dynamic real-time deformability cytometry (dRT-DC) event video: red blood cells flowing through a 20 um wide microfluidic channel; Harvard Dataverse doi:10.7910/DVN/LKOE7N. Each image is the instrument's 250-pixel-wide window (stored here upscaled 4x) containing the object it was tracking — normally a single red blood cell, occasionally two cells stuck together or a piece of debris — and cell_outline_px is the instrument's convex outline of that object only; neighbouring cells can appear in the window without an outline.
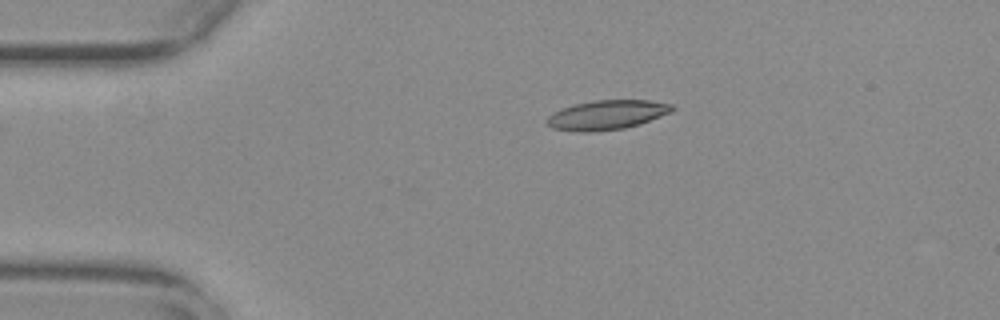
{"species": "common noctule bat (a hibernating species)", "species_latin": "Nyctalus noctula", "temperature_condition": "warm", "stored_images_in_passage": 45, "camera_frame_rate_fps": 3000, "um_per_image_px": 0.085, "animal": {"sex": "female", "body_mass_g": 29.2, "forearm_length_mm": 56.3}, "frame": {"image": 1, "passage_image": 1, "time_ms": 0.0, "image_size_px": [1000, 320], "cell_outline_px": [[676, 108], [672, 112], [640, 124], [624, 128], [588, 132], [580, 132], [552, 128], [544, 120], [552, 112], [576, 104], [592, 100], [648, 100], [672, 104]], "centroid_in_image_um": [51.6, 9.76], "position_along_channel_um": 33.4, "area_um2": 21.5}}
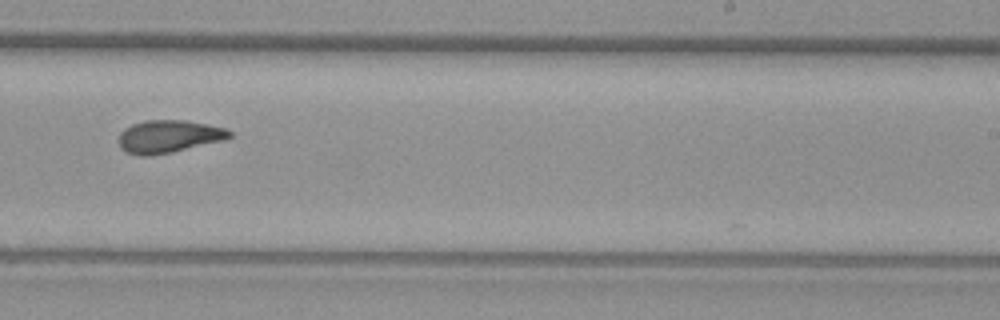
{"frame": {"image": 2, "passage_image": 24, "time_ms": 7.667, "image_size_px": [1000, 320], "cell_outline_px": [[232, 136], [224, 140], [172, 152], [148, 156], [140, 156], [128, 152], [120, 148], [120, 132], [124, 128], [132, 124], [144, 120], [184, 120], [224, 128], [232, 132]], "centroid_in_image_um": [14.32, 11.6], "position_along_channel_um": 274.7, "area_um2": 20.92}}
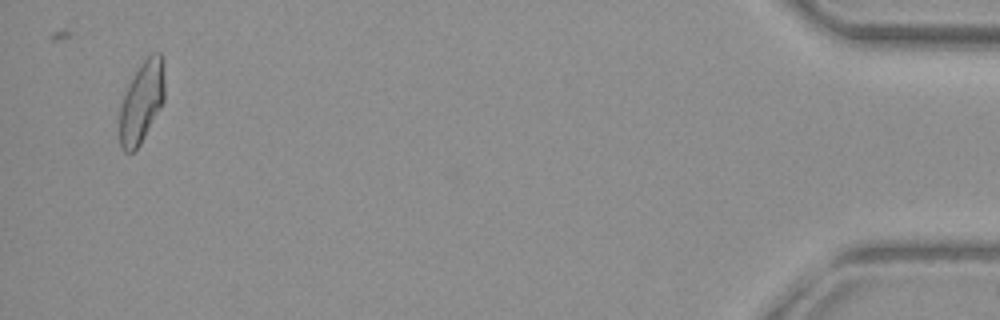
{"frame": {"image": 3, "passage_image": 43, "time_ms": 14.0, "image_size_px": [1000, 320], "cell_outline_px": [[164, 100], [140, 144], [132, 152], [124, 152], [120, 144], [120, 108], [124, 92], [132, 76], [140, 64], [152, 52], [160, 52], [164, 56]], "centroid_in_image_um": [12.05, 8.6], "position_along_channel_um": 423.1, "area_um2": 21.39}, "authors_computed_cell_mechanics": {"area_um2": 20.9236, "velocity_mm_per_s": 3.7438, "shape_relaxation_time_tau1_ms": null, "shape_relaxation_time_tau2_ms": 3.3355, "deformation_change_tau1": null, "deformation_change_tau2": 0.1078}}